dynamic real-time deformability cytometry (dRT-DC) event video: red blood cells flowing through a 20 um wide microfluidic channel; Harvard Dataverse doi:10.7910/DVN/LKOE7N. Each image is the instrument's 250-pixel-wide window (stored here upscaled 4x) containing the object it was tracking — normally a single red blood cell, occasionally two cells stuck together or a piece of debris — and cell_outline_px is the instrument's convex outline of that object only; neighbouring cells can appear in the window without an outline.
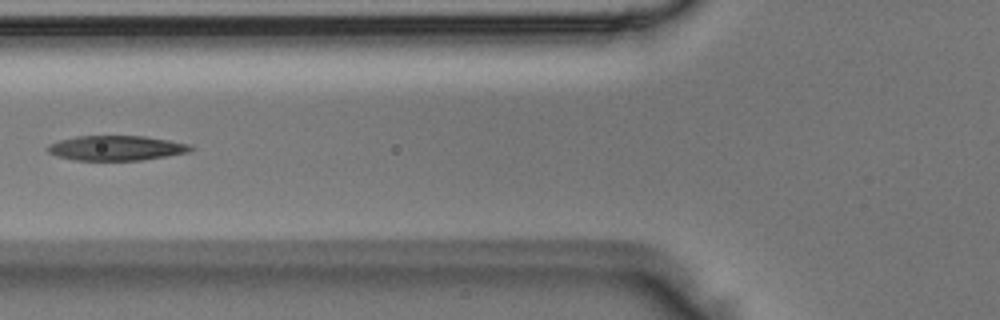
{"species": "Egyptian fruit bat (a non-hibernating species)", "species_latin": "Rousettus aegyptiacus", "temperature_condition": "room temperature", "stored_images_in_passage": 3, "camera_frame_rate_fps": 3000, "um_per_image_px": 0.085, "animal": {"sex": "male"}, "frame": {"image": 1, "passage_image": 2, "time_ms": 0.333, "image_size_px": [1000, 320], "cell_outline_px": [[196, 148], [188, 152], [168, 156], [144, 160], [76, 160], [56, 156], [48, 152], [48, 144], [60, 140], [76, 136], [144, 136], [192, 144]], "centroid_in_image_um": [9.93, 12.58], "position_along_channel_um": 115.9, "area_um2": 20.81}}
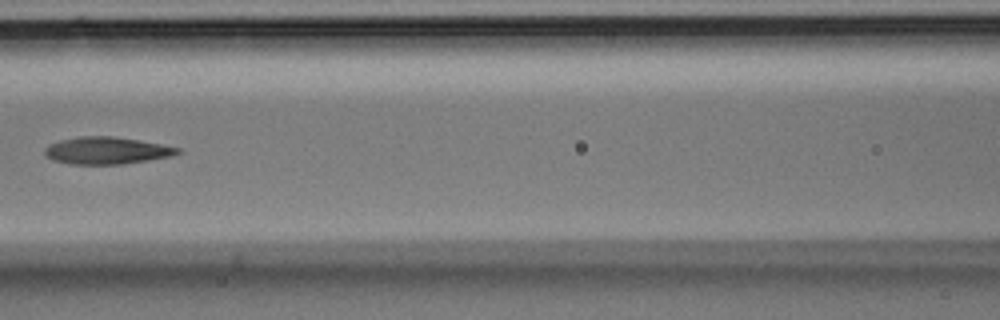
{"frame": {"image": 2, "passage_image": 3, "time_ms": 0.667, "image_size_px": [1000, 320], "cell_outline_px": [[184, 152], [172, 156], [120, 164], [68, 164], [52, 160], [44, 156], [44, 148], [48, 144], [60, 140], [80, 136], [112, 136], [160, 144], [180, 148]], "centroid_in_image_um": [9.02, 12.8], "position_along_channel_um": 157.6, "area_um2": 21.04}}